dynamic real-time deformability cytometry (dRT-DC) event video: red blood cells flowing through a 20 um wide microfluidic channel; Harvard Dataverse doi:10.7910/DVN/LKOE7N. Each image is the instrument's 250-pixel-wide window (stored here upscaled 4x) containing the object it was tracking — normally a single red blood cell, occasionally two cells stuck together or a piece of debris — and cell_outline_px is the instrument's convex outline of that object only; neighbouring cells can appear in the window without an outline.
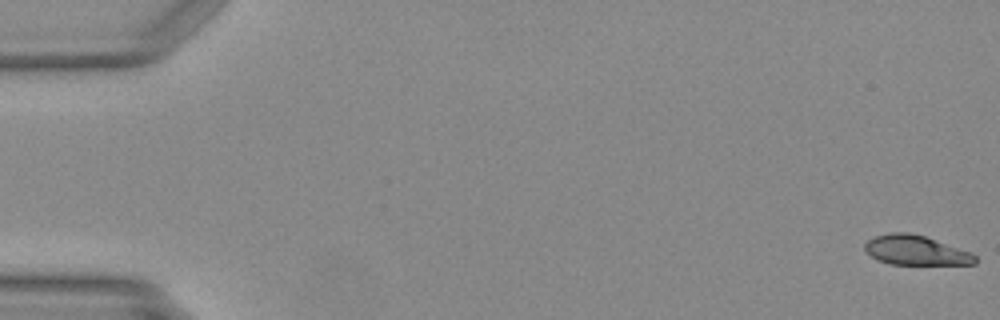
{"species": "Egyptian fruit bat (a non-hibernating species)", "species_latin": "Rousettus aegyptiacus", "temperature_condition": "warm", "stored_images_in_passage": 4, "camera_frame_rate_fps": 3000, "um_per_image_px": 0.085, "animal": {"sex": "female"}, "frame": {"image": 1, "passage_image": 1, "time_ms": 0.0, "image_size_px": [1000, 320], "cell_outline_px": [[976, 264], [892, 264], [876, 260], [864, 252], [864, 244], [868, 240], [876, 236], [892, 232], [908, 232], [924, 236], [972, 252], [976, 256]], "centroid_in_image_um": [77.81, 21.28], "position_along_channel_um": 7.2, "area_um2": 19.07}}